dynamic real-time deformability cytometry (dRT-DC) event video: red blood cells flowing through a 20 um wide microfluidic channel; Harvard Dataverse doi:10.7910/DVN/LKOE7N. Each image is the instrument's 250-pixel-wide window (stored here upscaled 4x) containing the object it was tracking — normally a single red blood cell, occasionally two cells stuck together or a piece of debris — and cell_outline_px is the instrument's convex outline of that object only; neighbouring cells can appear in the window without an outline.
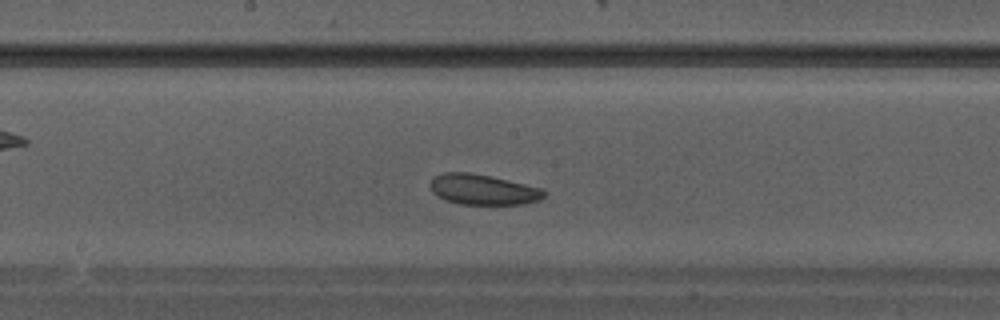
{"species": "Egyptian fruit bat (a non-hibernating species)", "species_latin": "Rousettus aegyptiacus", "temperature_condition": "warm", "stored_images_in_passage": 29, "camera_frame_rate_fps": 3000, "um_per_image_px": 0.085, "animal": {"sex": "male"}, "frame": {"image": 1, "passage_image": 13, "time_ms": 4.0, "image_size_px": [1000, 320], "cell_outline_px": [[544, 196], [540, 200], [524, 204], [460, 204], [444, 200], [436, 196], [432, 192], [428, 184], [436, 176], [444, 172], [468, 172], [488, 176], [524, 184], [540, 188], [544, 192]], "centroid_in_image_um": [40.99, 16.12], "position_along_channel_um": 207.2, "area_um2": 20.0}}